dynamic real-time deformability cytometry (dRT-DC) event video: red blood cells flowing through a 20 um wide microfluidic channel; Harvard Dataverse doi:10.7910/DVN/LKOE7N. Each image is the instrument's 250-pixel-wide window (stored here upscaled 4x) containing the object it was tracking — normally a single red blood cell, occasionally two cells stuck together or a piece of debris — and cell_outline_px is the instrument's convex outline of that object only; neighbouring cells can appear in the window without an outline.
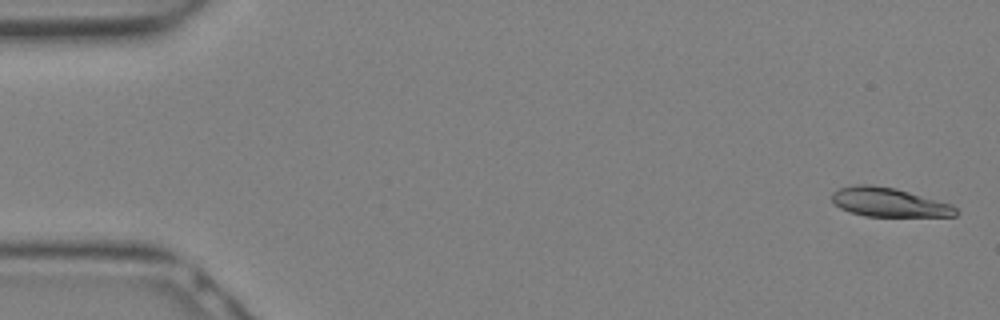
{"species": "Egyptian fruit bat (a non-hibernating species)", "species_latin": "Rousettus aegyptiacus", "temperature_condition": "warm", "stored_images_in_passage": 21, "camera_frame_rate_fps": 3000, "um_per_image_px": 0.085, "animal": {"sex": "female"}, "frame": {"image": 1, "passage_image": 1, "time_ms": 0.0, "image_size_px": [1000, 320], "cell_outline_px": [[960, 212], [956, 216], [864, 216], [840, 208], [832, 204], [832, 192], [840, 188], [856, 184], [872, 184], [896, 188], [952, 204]], "centroid_in_image_um": [75.56, 17.19], "position_along_channel_um": 9.4, "area_um2": 21.1}}
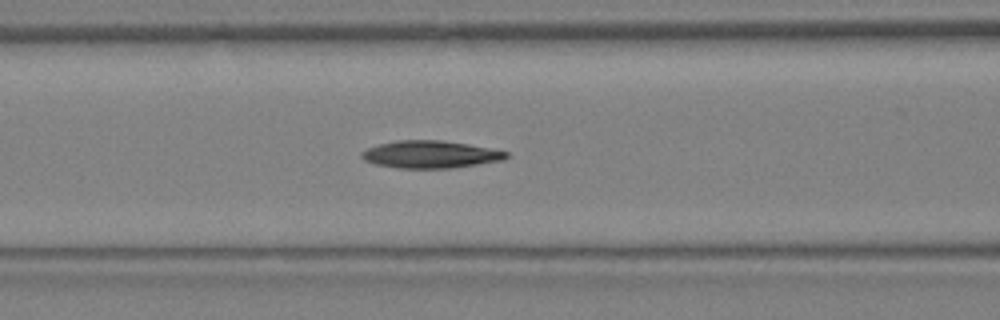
{"frame": {"image": 2, "passage_image": 12, "time_ms": 3.667, "image_size_px": [1000, 320], "cell_outline_px": [[508, 156], [500, 160], [452, 168], [396, 168], [376, 164], [364, 160], [360, 156], [360, 152], [368, 148], [380, 144], [396, 140], [440, 140], [468, 144], [492, 148], [508, 152]], "centroid_in_image_um": [36.54, 13.12], "position_along_channel_um": 130.1, "area_um2": 22.95}}
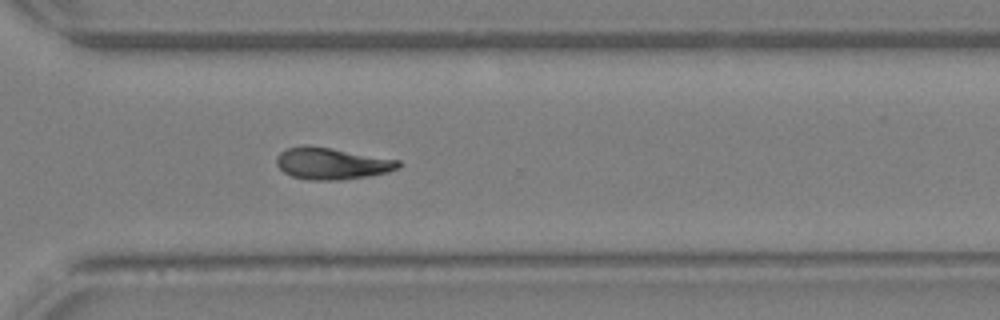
{"frame": {"image": 3, "passage_image": 21, "time_ms": 6.667, "image_size_px": [1000, 320], "cell_outline_px": [[400, 168], [388, 172], [364, 176], [336, 180], [308, 180], [292, 176], [284, 172], [276, 164], [276, 156], [280, 152], [288, 148], [304, 144], [308, 144], [400, 160]], "centroid_in_image_um": [28.17, 13.88], "position_along_channel_um": 342.4, "area_um2": 22.48}}